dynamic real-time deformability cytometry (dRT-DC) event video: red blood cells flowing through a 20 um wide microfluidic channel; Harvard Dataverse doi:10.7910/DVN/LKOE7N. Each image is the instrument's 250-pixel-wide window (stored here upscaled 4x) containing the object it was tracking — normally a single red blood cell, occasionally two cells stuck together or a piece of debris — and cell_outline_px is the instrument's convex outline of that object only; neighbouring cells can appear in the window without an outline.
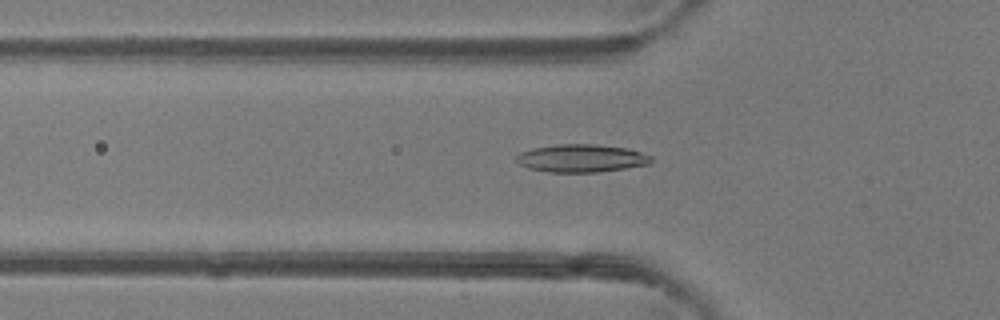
{"species": "common noctule bat (a hibernating species)", "species_latin": "Nyctalus noctula", "temperature_condition": "room temperature", "stored_images_in_passage": 47, "camera_frame_rate_fps": 3000, "um_per_image_px": 0.085, "animal": {"sex": "female"}, "frame": {"image": 1, "passage_image": 16, "time_ms": 5.0, "image_size_px": [1000, 320], "cell_outline_px": [[652, 160], [648, 164], [624, 168], [596, 172], [548, 172], [528, 168], [520, 164], [516, 160], [516, 156], [520, 152], [532, 148], [556, 144], [596, 144], [628, 148], [652, 156]], "centroid_in_image_um": [49.39, 13.44], "position_along_channel_um": 76.4, "area_um2": 21.85}}
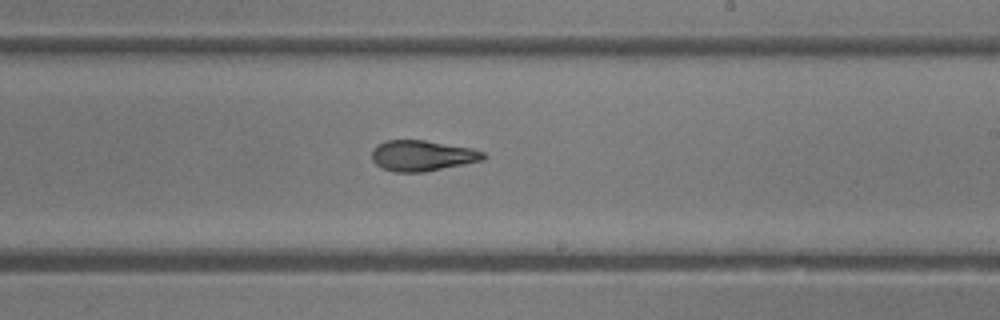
{"frame": {"image": 2, "passage_image": 28, "time_ms": 9.0, "image_size_px": [1000, 320], "cell_outline_px": [[488, 156], [484, 160], [424, 172], [396, 172], [384, 168], [376, 164], [372, 160], [372, 152], [376, 144], [384, 140], [424, 140], [472, 148], [484, 152]], "centroid_in_image_um": [35.9, 13.22], "position_along_channel_um": 253.1, "area_um2": 20.0}}
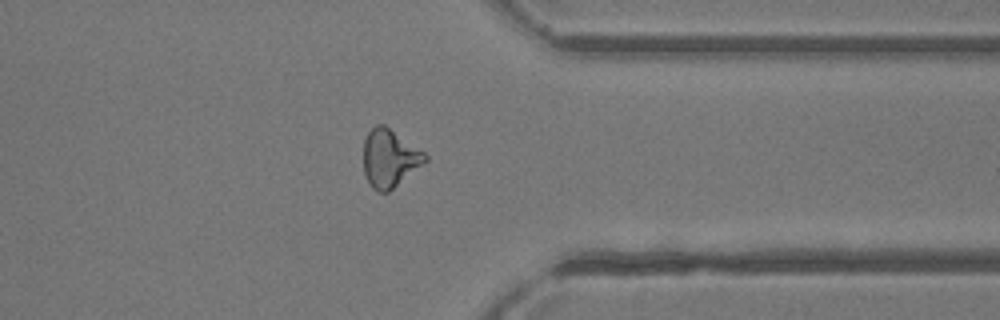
{"frame": {"image": 3, "passage_image": 37, "time_ms": 12.0, "image_size_px": [1000, 320], "cell_outline_px": [[428, 160], [424, 164], [388, 192], [376, 192], [372, 188], [364, 172], [364, 140], [368, 132], [376, 124], [384, 124], [424, 152], [428, 156]], "centroid_in_image_um": [33.12, 13.46], "position_along_channel_um": 378.3, "area_um2": 20.69}, "authors_computed_cell_mechanics": {"area_um2": 20.6346, "velocity_mm_per_s": 4.3885, "shape_relaxation_time_tau1_ms": 4.9596, "shape_relaxation_time_tau2_ms": 3.1192, "deformation_change_tau1": 0.1368, "deformation_change_tau2": 0.1165}}